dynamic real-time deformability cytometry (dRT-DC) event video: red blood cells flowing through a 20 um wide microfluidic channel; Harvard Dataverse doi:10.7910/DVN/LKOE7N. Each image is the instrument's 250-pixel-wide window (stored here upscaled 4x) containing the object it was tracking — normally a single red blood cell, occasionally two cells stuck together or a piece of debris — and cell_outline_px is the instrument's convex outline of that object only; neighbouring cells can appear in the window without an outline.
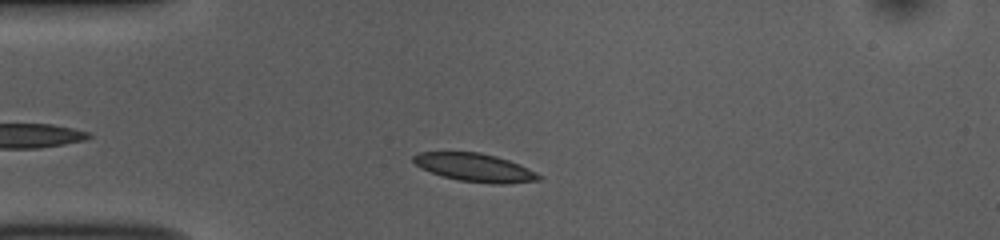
{"species": "common noctule bat (a hibernating species)", "species_latin": "Nyctalus noctula", "temperature_condition": "room temperature", "stored_images_in_passage": 38, "camera_frame_rate_fps": 3000, "um_per_image_px": 0.085, "animal": {"sex": "female", "body_mass_g": 10.0, "forearm_length_mm": 53.1}, "frame": {"image": 1, "passage_image": 6, "time_ms": 1.667, "image_size_px": [1000, 240], "cell_outline_px": [[544, 176], [540, 180], [504, 184], [500, 184], [456, 180], [420, 168], [412, 160], [412, 156], [420, 152], [480, 152], [496, 156], [508, 160], [536, 172]], "centroid_in_image_um": [40.36, 14.24], "position_along_channel_um": 44.6, "area_um2": 20.46}}
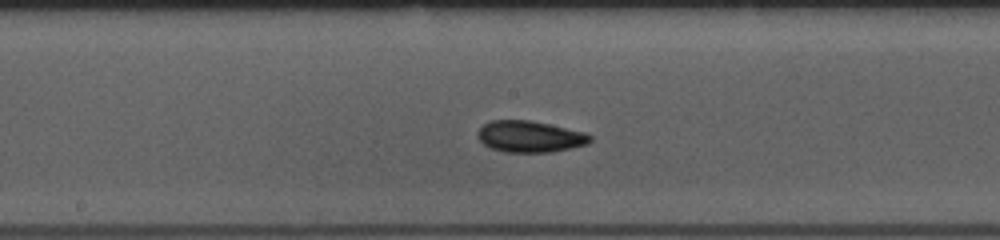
{"frame": {"image": 2, "passage_image": 20, "time_ms": 6.333, "image_size_px": [1000, 240], "cell_outline_px": [[592, 140], [588, 144], [552, 152], [504, 152], [492, 148], [484, 144], [476, 136], [476, 132], [484, 124], [492, 120], [528, 120], [548, 124], [584, 132], [592, 136]], "centroid_in_image_um": [45.03, 11.61], "position_along_channel_um": 203.2, "area_um2": 20.52}}
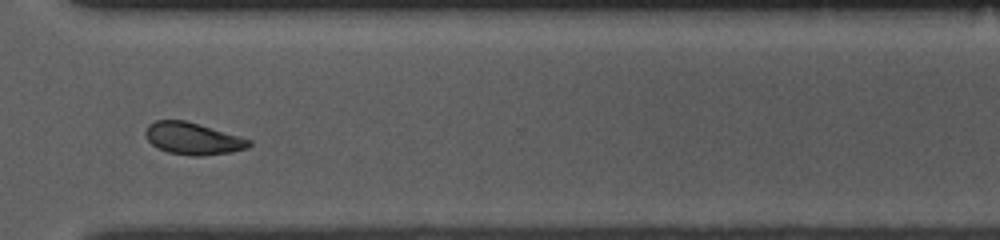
{"frame": {"image": 3, "passage_image": 32, "time_ms": 10.333, "image_size_px": [1000, 240], "cell_outline_px": [[252, 144], [248, 148], [232, 152], [204, 156], [192, 156], [168, 152], [156, 148], [148, 140], [144, 132], [148, 124], [156, 120], [184, 120], [240, 136], [252, 140]], "centroid_in_image_um": [16.4, 11.79], "position_along_channel_um": 354.2, "area_um2": 19.42}, "authors_computed_cell_mechanics": {"area_um2": 20.1722, "velocity_mm_per_s": 3.7738, "shape_relaxation_time_tau1_ms": 2.5551, "shape_relaxation_time_tau2_ms": 2.2848, "deformation_change_tau1": 0.0878, "deformation_change_tau2": 0.047}}